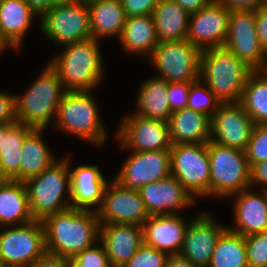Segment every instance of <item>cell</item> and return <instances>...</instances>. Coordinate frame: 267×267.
Returning <instances> with one entry per match:
<instances>
[{
    "label": "cell",
    "mask_w": 267,
    "mask_h": 267,
    "mask_svg": "<svg viewBox=\"0 0 267 267\" xmlns=\"http://www.w3.org/2000/svg\"><path fill=\"white\" fill-rule=\"evenodd\" d=\"M119 123L115 138L128 151L170 150L168 122L129 113Z\"/></svg>",
    "instance_id": "12"
},
{
    "label": "cell",
    "mask_w": 267,
    "mask_h": 267,
    "mask_svg": "<svg viewBox=\"0 0 267 267\" xmlns=\"http://www.w3.org/2000/svg\"><path fill=\"white\" fill-rule=\"evenodd\" d=\"M255 26L260 46L267 50V4L255 10Z\"/></svg>",
    "instance_id": "43"
},
{
    "label": "cell",
    "mask_w": 267,
    "mask_h": 267,
    "mask_svg": "<svg viewBox=\"0 0 267 267\" xmlns=\"http://www.w3.org/2000/svg\"><path fill=\"white\" fill-rule=\"evenodd\" d=\"M33 221L24 182L6 179L0 186V227Z\"/></svg>",
    "instance_id": "28"
},
{
    "label": "cell",
    "mask_w": 267,
    "mask_h": 267,
    "mask_svg": "<svg viewBox=\"0 0 267 267\" xmlns=\"http://www.w3.org/2000/svg\"><path fill=\"white\" fill-rule=\"evenodd\" d=\"M6 179L0 174V186L4 183Z\"/></svg>",
    "instance_id": "54"
},
{
    "label": "cell",
    "mask_w": 267,
    "mask_h": 267,
    "mask_svg": "<svg viewBox=\"0 0 267 267\" xmlns=\"http://www.w3.org/2000/svg\"><path fill=\"white\" fill-rule=\"evenodd\" d=\"M249 267H267V231L244 237Z\"/></svg>",
    "instance_id": "37"
},
{
    "label": "cell",
    "mask_w": 267,
    "mask_h": 267,
    "mask_svg": "<svg viewBox=\"0 0 267 267\" xmlns=\"http://www.w3.org/2000/svg\"><path fill=\"white\" fill-rule=\"evenodd\" d=\"M163 267H197L179 255H169Z\"/></svg>",
    "instance_id": "49"
},
{
    "label": "cell",
    "mask_w": 267,
    "mask_h": 267,
    "mask_svg": "<svg viewBox=\"0 0 267 267\" xmlns=\"http://www.w3.org/2000/svg\"><path fill=\"white\" fill-rule=\"evenodd\" d=\"M168 82L155 76L144 79L136 96L134 114L168 122L172 114L167 95Z\"/></svg>",
    "instance_id": "29"
},
{
    "label": "cell",
    "mask_w": 267,
    "mask_h": 267,
    "mask_svg": "<svg viewBox=\"0 0 267 267\" xmlns=\"http://www.w3.org/2000/svg\"><path fill=\"white\" fill-rule=\"evenodd\" d=\"M35 128L15 123L6 133L0 151V174L9 180L20 181V161L24 139Z\"/></svg>",
    "instance_id": "32"
},
{
    "label": "cell",
    "mask_w": 267,
    "mask_h": 267,
    "mask_svg": "<svg viewBox=\"0 0 267 267\" xmlns=\"http://www.w3.org/2000/svg\"><path fill=\"white\" fill-rule=\"evenodd\" d=\"M15 123H3L0 124V151L2 148V144L4 142L7 131L14 125Z\"/></svg>",
    "instance_id": "50"
},
{
    "label": "cell",
    "mask_w": 267,
    "mask_h": 267,
    "mask_svg": "<svg viewBox=\"0 0 267 267\" xmlns=\"http://www.w3.org/2000/svg\"><path fill=\"white\" fill-rule=\"evenodd\" d=\"M16 123L15 94L0 91V124Z\"/></svg>",
    "instance_id": "42"
},
{
    "label": "cell",
    "mask_w": 267,
    "mask_h": 267,
    "mask_svg": "<svg viewBox=\"0 0 267 267\" xmlns=\"http://www.w3.org/2000/svg\"><path fill=\"white\" fill-rule=\"evenodd\" d=\"M230 11L233 10H256L266 5L267 0H214Z\"/></svg>",
    "instance_id": "45"
},
{
    "label": "cell",
    "mask_w": 267,
    "mask_h": 267,
    "mask_svg": "<svg viewBox=\"0 0 267 267\" xmlns=\"http://www.w3.org/2000/svg\"><path fill=\"white\" fill-rule=\"evenodd\" d=\"M70 161L69 155L57 159L42 173L24 182L33 220L42 221L71 207Z\"/></svg>",
    "instance_id": "6"
},
{
    "label": "cell",
    "mask_w": 267,
    "mask_h": 267,
    "mask_svg": "<svg viewBox=\"0 0 267 267\" xmlns=\"http://www.w3.org/2000/svg\"><path fill=\"white\" fill-rule=\"evenodd\" d=\"M227 226L220 224L206 211L191 218L185 231L179 256L188 259L197 267H208L220 235Z\"/></svg>",
    "instance_id": "16"
},
{
    "label": "cell",
    "mask_w": 267,
    "mask_h": 267,
    "mask_svg": "<svg viewBox=\"0 0 267 267\" xmlns=\"http://www.w3.org/2000/svg\"><path fill=\"white\" fill-rule=\"evenodd\" d=\"M253 71L263 64L265 50L260 46L255 10H233L228 20V33L224 46Z\"/></svg>",
    "instance_id": "14"
},
{
    "label": "cell",
    "mask_w": 267,
    "mask_h": 267,
    "mask_svg": "<svg viewBox=\"0 0 267 267\" xmlns=\"http://www.w3.org/2000/svg\"><path fill=\"white\" fill-rule=\"evenodd\" d=\"M207 152L210 162V197L230 198L250 188V166L245 151L210 140Z\"/></svg>",
    "instance_id": "7"
},
{
    "label": "cell",
    "mask_w": 267,
    "mask_h": 267,
    "mask_svg": "<svg viewBox=\"0 0 267 267\" xmlns=\"http://www.w3.org/2000/svg\"><path fill=\"white\" fill-rule=\"evenodd\" d=\"M70 167L72 166H69L71 207L97 211L109 181L98 165H78L74 169Z\"/></svg>",
    "instance_id": "22"
},
{
    "label": "cell",
    "mask_w": 267,
    "mask_h": 267,
    "mask_svg": "<svg viewBox=\"0 0 267 267\" xmlns=\"http://www.w3.org/2000/svg\"><path fill=\"white\" fill-rule=\"evenodd\" d=\"M168 130L172 145L208 143L211 135V118L186 107L171 114Z\"/></svg>",
    "instance_id": "24"
},
{
    "label": "cell",
    "mask_w": 267,
    "mask_h": 267,
    "mask_svg": "<svg viewBox=\"0 0 267 267\" xmlns=\"http://www.w3.org/2000/svg\"><path fill=\"white\" fill-rule=\"evenodd\" d=\"M100 47L94 38L69 43L49 61L66 91H94L99 87L105 71Z\"/></svg>",
    "instance_id": "2"
},
{
    "label": "cell",
    "mask_w": 267,
    "mask_h": 267,
    "mask_svg": "<svg viewBox=\"0 0 267 267\" xmlns=\"http://www.w3.org/2000/svg\"><path fill=\"white\" fill-rule=\"evenodd\" d=\"M255 185L261 186L259 191L267 190V161L255 163L250 167V188L253 189Z\"/></svg>",
    "instance_id": "44"
},
{
    "label": "cell",
    "mask_w": 267,
    "mask_h": 267,
    "mask_svg": "<svg viewBox=\"0 0 267 267\" xmlns=\"http://www.w3.org/2000/svg\"><path fill=\"white\" fill-rule=\"evenodd\" d=\"M252 71L225 47L201 51L199 78L220 103L239 102Z\"/></svg>",
    "instance_id": "4"
},
{
    "label": "cell",
    "mask_w": 267,
    "mask_h": 267,
    "mask_svg": "<svg viewBox=\"0 0 267 267\" xmlns=\"http://www.w3.org/2000/svg\"><path fill=\"white\" fill-rule=\"evenodd\" d=\"M152 16L159 43L186 40L190 14L174 0H159Z\"/></svg>",
    "instance_id": "30"
},
{
    "label": "cell",
    "mask_w": 267,
    "mask_h": 267,
    "mask_svg": "<svg viewBox=\"0 0 267 267\" xmlns=\"http://www.w3.org/2000/svg\"><path fill=\"white\" fill-rule=\"evenodd\" d=\"M189 14L195 13L204 8L211 0H174Z\"/></svg>",
    "instance_id": "48"
},
{
    "label": "cell",
    "mask_w": 267,
    "mask_h": 267,
    "mask_svg": "<svg viewBox=\"0 0 267 267\" xmlns=\"http://www.w3.org/2000/svg\"><path fill=\"white\" fill-rule=\"evenodd\" d=\"M46 129H34L22 145L20 161V182L39 175L57 160L43 139Z\"/></svg>",
    "instance_id": "31"
},
{
    "label": "cell",
    "mask_w": 267,
    "mask_h": 267,
    "mask_svg": "<svg viewBox=\"0 0 267 267\" xmlns=\"http://www.w3.org/2000/svg\"><path fill=\"white\" fill-rule=\"evenodd\" d=\"M9 48L10 45L3 39L1 33H0V53H2L4 50Z\"/></svg>",
    "instance_id": "53"
},
{
    "label": "cell",
    "mask_w": 267,
    "mask_h": 267,
    "mask_svg": "<svg viewBox=\"0 0 267 267\" xmlns=\"http://www.w3.org/2000/svg\"><path fill=\"white\" fill-rule=\"evenodd\" d=\"M171 174L196 200L210 197L207 143L175 144L170 149Z\"/></svg>",
    "instance_id": "9"
},
{
    "label": "cell",
    "mask_w": 267,
    "mask_h": 267,
    "mask_svg": "<svg viewBox=\"0 0 267 267\" xmlns=\"http://www.w3.org/2000/svg\"><path fill=\"white\" fill-rule=\"evenodd\" d=\"M201 51L188 40L159 43L147 59L166 82L199 79Z\"/></svg>",
    "instance_id": "10"
},
{
    "label": "cell",
    "mask_w": 267,
    "mask_h": 267,
    "mask_svg": "<svg viewBox=\"0 0 267 267\" xmlns=\"http://www.w3.org/2000/svg\"><path fill=\"white\" fill-rule=\"evenodd\" d=\"M36 15L24 0L0 1V33L10 48L19 50L23 46Z\"/></svg>",
    "instance_id": "25"
},
{
    "label": "cell",
    "mask_w": 267,
    "mask_h": 267,
    "mask_svg": "<svg viewBox=\"0 0 267 267\" xmlns=\"http://www.w3.org/2000/svg\"><path fill=\"white\" fill-rule=\"evenodd\" d=\"M230 10L211 0L204 8L190 14L186 40L200 51L223 47L228 33Z\"/></svg>",
    "instance_id": "17"
},
{
    "label": "cell",
    "mask_w": 267,
    "mask_h": 267,
    "mask_svg": "<svg viewBox=\"0 0 267 267\" xmlns=\"http://www.w3.org/2000/svg\"><path fill=\"white\" fill-rule=\"evenodd\" d=\"M130 152L114 177L123 187L139 191L145 184L171 174L170 150Z\"/></svg>",
    "instance_id": "15"
},
{
    "label": "cell",
    "mask_w": 267,
    "mask_h": 267,
    "mask_svg": "<svg viewBox=\"0 0 267 267\" xmlns=\"http://www.w3.org/2000/svg\"><path fill=\"white\" fill-rule=\"evenodd\" d=\"M181 214L150 215L142 224L143 243L168 255H178L190 223Z\"/></svg>",
    "instance_id": "20"
},
{
    "label": "cell",
    "mask_w": 267,
    "mask_h": 267,
    "mask_svg": "<svg viewBox=\"0 0 267 267\" xmlns=\"http://www.w3.org/2000/svg\"><path fill=\"white\" fill-rule=\"evenodd\" d=\"M66 267H84L74 257L66 259Z\"/></svg>",
    "instance_id": "51"
},
{
    "label": "cell",
    "mask_w": 267,
    "mask_h": 267,
    "mask_svg": "<svg viewBox=\"0 0 267 267\" xmlns=\"http://www.w3.org/2000/svg\"><path fill=\"white\" fill-rule=\"evenodd\" d=\"M82 1L88 3V2H92V1H94V0H82Z\"/></svg>",
    "instance_id": "56"
},
{
    "label": "cell",
    "mask_w": 267,
    "mask_h": 267,
    "mask_svg": "<svg viewBox=\"0 0 267 267\" xmlns=\"http://www.w3.org/2000/svg\"><path fill=\"white\" fill-rule=\"evenodd\" d=\"M126 17L152 15L159 0H120Z\"/></svg>",
    "instance_id": "41"
},
{
    "label": "cell",
    "mask_w": 267,
    "mask_h": 267,
    "mask_svg": "<svg viewBox=\"0 0 267 267\" xmlns=\"http://www.w3.org/2000/svg\"><path fill=\"white\" fill-rule=\"evenodd\" d=\"M239 103L255 125L267 124V77L259 70L249 74Z\"/></svg>",
    "instance_id": "33"
},
{
    "label": "cell",
    "mask_w": 267,
    "mask_h": 267,
    "mask_svg": "<svg viewBox=\"0 0 267 267\" xmlns=\"http://www.w3.org/2000/svg\"><path fill=\"white\" fill-rule=\"evenodd\" d=\"M46 253L72 258L100 239L96 211L68 208L49 215L42 221Z\"/></svg>",
    "instance_id": "1"
},
{
    "label": "cell",
    "mask_w": 267,
    "mask_h": 267,
    "mask_svg": "<svg viewBox=\"0 0 267 267\" xmlns=\"http://www.w3.org/2000/svg\"><path fill=\"white\" fill-rule=\"evenodd\" d=\"M208 267H249L244 236L226 229L217 240Z\"/></svg>",
    "instance_id": "34"
},
{
    "label": "cell",
    "mask_w": 267,
    "mask_h": 267,
    "mask_svg": "<svg viewBox=\"0 0 267 267\" xmlns=\"http://www.w3.org/2000/svg\"><path fill=\"white\" fill-rule=\"evenodd\" d=\"M168 256L166 252L143 243L122 267H163Z\"/></svg>",
    "instance_id": "38"
},
{
    "label": "cell",
    "mask_w": 267,
    "mask_h": 267,
    "mask_svg": "<svg viewBox=\"0 0 267 267\" xmlns=\"http://www.w3.org/2000/svg\"><path fill=\"white\" fill-rule=\"evenodd\" d=\"M220 101L199 78L191 83L186 107L201 112L210 118L217 112Z\"/></svg>",
    "instance_id": "35"
},
{
    "label": "cell",
    "mask_w": 267,
    "mask_h": 267,
    "mask_svg": "<svg viewBox=\"0 0 267 267\" xmlns=\"http://www.w3.org/2000/svg\"><path fill=\"white\" fill-rule=\"evenodd\" d=\"M27 5L39 16L58 5L63 0H24Z\"/></svg>",
    "instance_id": "47"
},
{
    "label": "cell",
    "mask_w": 267,
    "mask_h": 267,
    "mask_svg": "<svg viewBox=\"0 0 267 267\" xmlns=\"http://www.w3.org/2000/svg\"><path fill=\"white\" fill-rule=\"evenodd\" d=\"M91 92L66 91L59 103L53 128L99 147L104 146L108 133Z\"/></svg>",
    "instance_id": "5"
},
{
    "label": "cell",
    "mask_w": 267,
    "mask_h": 267,
    "mask_svg": "<svg viewBox=\"0 0 267 267\" xmlns=\"http://www.w3.org/2000/svg\"><path fill=\"white\" fill-rule=\"evenodd\" d=\"M45 253L41 221L33 220L19 226H7L0 232V258L6 267H29Z\"/></svg>",
    "instance_id": "11"
},
{
    "label": "cell",
    "mask_w": 267,
    "mask_h": 267,
    "mask_svg": "<svg viewBox=\"0 0 267 267\" xmlns=\"http://www.w3.org/2000/svg\"><path fill=\"white\" fill-rule=\"evenodd\" d=\"M192 82H168L167 95L172 113L186 108Z\"/></svg>",
    "instance_id": "40"
},
{
    "label": "cell",
    "mask_w": 267,
    "mask_h": 267,
    "mask_svg": "<svg viewBox=\"0 0 267 267\" xmlns=\"http://www.w3.org/2000/svg\"><path fill=\"white\" fill-rule=\"evenodd\" d=\"M99 244V245H98ZM84 267H112L102 243L83 250L74 257Z\"/></svg>",
    "instance_id": "39"
},
{
    "label": "cell",
    "mask_w": 267,
    "mask_h": 267,
    "mask_svg": "<svg viewBox=\"0 0 267 267\" xmlns=\"http://www.w3.org/2000/svg\"><path fill=\"white\" fill-rule=\"evenodd\" d=\"M245 153L250 167L267 161V124L254 125Z\"/></svg>",
    "instance_id": "36"
},
{
    "label": "cell",
    "mask_w": 267,
    "mask_h": 267,
    "mask_svg": "<svg viewBox=\"0 0 267 267\" xmlns=\"http://www.w3.org/2000/svg\"><path fill=\"white\" fill-rule=\"evenodd\" d=\"M254 125L239 102L221 103L211 118L210 140L245 151Z\"/></svg>",
    "instance_id": "18"
},
{
    "label": "cell",
    "mask_w": 267,
    "mask_h": 267,
    "mask_svg": "<svg viewBox=\"0 0 267 267\" xmlns=\"http://www.w3.org/2000/svg\"><path fill=\"white\" fill-rule=\"evenodd\" d=\"M0 267H6L3 263V260L0 258Z\"/></svg>",
    "instance_id": "55"
},
{
    "label": "cell",
    "mask_w": 267,
    "mask_h": 267,
    "mask_svg": "<svg viewBox=\"0 0 267 267\" xmlns=\"http://www.w3.org/2000/svg\"><path fill=\"white\" fill-rule=\"evenodd\" d=\"M112 267L124 266L143 244L142 226L100 224V239Z\"/></svg>",
    "instance_id": "23"
},
{
    "label": "cell",
    "mask_w": 267,
    "mask_h": 267,
    "mask_svg": "<svg viewBox=\"0 0 267 267\" xmlns=\"http://www.w3.org/2000/svg\"><path fill=\"white\" fill-rule=\"evenodd\" d=\"M118 40L126 53L143 56L145 60L149 58L159 44L153 16L126 17L122 33Z\"/></svg>",
    "instance_id": "26"
},
{
    "label": "cell",
    "mask_w": 267,
    "mask_h": 267,
    "mask_svg": "<svg viewBox=\"0 0 267 267\" xmlns=\"http://www.w3.org/2000/svg\"><path fill=\"white\" fill-rule=\"evenodd\" d=\"M259 71L267 77V50L265 51L264 61Z\"/></svg>",
    "instance_id": "52"
},
{
    "label": "cell",
    "mask_w": 267,
    "mask_h": 267,
    "mask_svg": "<svg viewBox=\"0 0 267 267\" xmlns=\"http://www.w3.org/2000/svg\"><path fill=\"white\" fill-rule=\"evenodd\" d=\"M43 69L24 94H15L16 122L35 129H47L50 122L54 124L66 93L58 72L49 63Z\"/></svg>",
    "instance_id": "3"
},
{
    "label": "cell",
    "mask_w": 267,
    "mask_h": 267,
    "mask_svg": "<svg viewBox=\"0 0 267 267\" xmlns=\"http://www.w3.org/2000/svg\"><path fill=\"white\" fill-rule=\"evenodd\" d=\"M139 192L149 215L179 214L195 205V199L172 174L145 184Z\"/></svg>",
    "instance_id": "19"
},
{
    "label": "cell",
    "mask_w": 267,
    "mask_h": 267,
    "mask_svg": "<svg viewBox=\"0 0 267 267\" xmlns=\"http://www.w3.org/2000/svg\"><path fill=\"white\" fill-rule=\"evenodd\" d=\"M96 213L100 224L142 226L150 216L140 192L123 187L114 178L107 184L102 204Z\"/></svg>",
    "instance_id": "13"
},
{
    "label": "cell",
    "mask_w": 267,
    "mask_h": 267,
    "mask_svg": "<svg viewBox=\"0 0 267 267\" xmlns=\"http://www.w3.org/2000/svg\"><path fill=\"white\" fill-rule=\"evenodd\" d=\"M29 267H66V259L60 256L45 253Z\"/></svg>",
    "instance_id": "46"
},
{
    "label": "cell",
    "mask_w": 267,
    "mask_h": 267,
    "mask_svg": "<svg viewBox=\"0 0 267 267\" xmlns=\"http://www.w3.org/2000/svg\"><path fill=\"white\" fill-rule=\"evenodd\" d=\"M233 214L234 227L227 229L248 236L250 234L267 231V190L260 193L248 188L234 194Z\"/></svg>",
    "instance_id": "21"
},
{
    "label": "cell",
    "mask_w": 267,
    "mask_h": 267,
    "mask_svg": "<svg viewBox=\"0 0 267 267\" xmlns=\"http://www.w3.org/2000/svg\"><path fill=\"white\" fill-rule=\"evenodd\" d=\"M90 12L91 36L100 41L102 38L119 39L126 20L120 0H94L88 2Z\"/></svg>",
    "instance_id": "27"
},
{
    "label": "cell",
    "mask_w": 267,
    "mask_h": 267,
    "mask_svg": "<svg viewBox=\"0 0 267 267\" xmlns=\"http://www.w3.org/2000/svg\"><path fill=\"white\" fill-rule=\"evenodd\" d=\"M40 30L53 44L63 46L92 38L90 12L82 0H63L40 17Z\"/></svg>",
    "instance_id": "8"
}]
</instances>
